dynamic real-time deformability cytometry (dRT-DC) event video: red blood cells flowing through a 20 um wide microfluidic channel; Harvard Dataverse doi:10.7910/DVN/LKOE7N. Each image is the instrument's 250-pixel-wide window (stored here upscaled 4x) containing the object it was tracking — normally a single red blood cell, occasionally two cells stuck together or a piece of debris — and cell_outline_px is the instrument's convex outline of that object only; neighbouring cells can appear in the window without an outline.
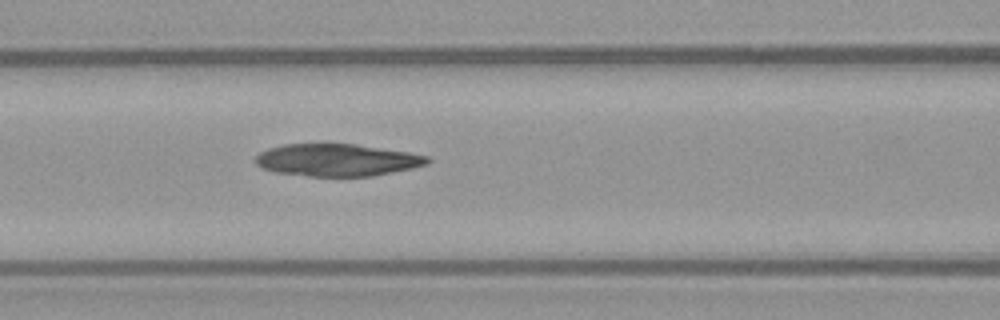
{"species": "common noctule bat (a hibernating species)", "species_latin": "Nyctalus noctula", "temperature_condition": "warm", "stored_images_in_passage": 33, "camera_frame_rate_fps": 3000, "um_per_image_px": 0.085, "animal": {"sex": "female", "body_mass_g": 21.9}, "frame": {"image": 1, "passage_image": 7, "time_ms": 2.0, "image_size_px": [1000, 320], "cell_outline_px": [[432, 160], [428, 164], [412, 168], [372, 176], [308, 176], [276, 172], [264, 168], [256, 164], [256, 156], [260, 152], [268, 148], [284, 144], [356, 144], [408, 152], [428, 156]], "centroid_in_image_um": [28.67, 13.6], "position_along_channel_um": 137.9, "area_um2": 32.19}}
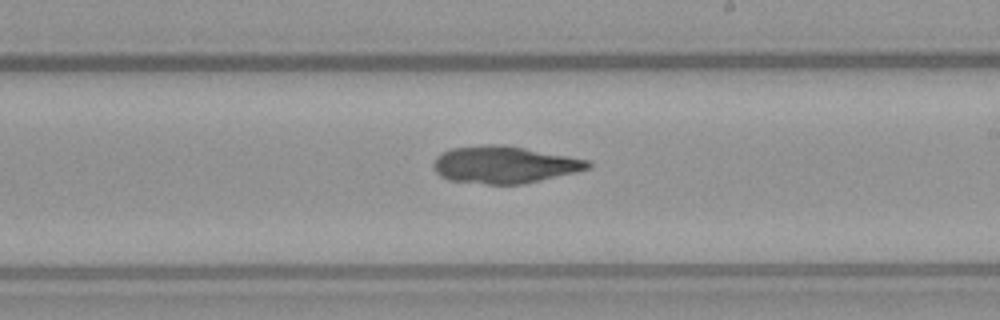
{"frame": {"image": 2, "passage_image": 15, "time_ms": 4.667, "image_size_px": [1000, 320], "cell_outline_px": [[592, 164], [588, 168], [576, 172], [540, 180], [520, 184], [488, 184], [448, 180], [440, 176], [432, 168], [432, 164], [436, 156], [452, 148], [484, 144], [504, 144], [588, 160]], "centroid_in_image_um": [42.81, 13.99], "position_along_channel_um": 246.2, "area_um2": 33.29}}
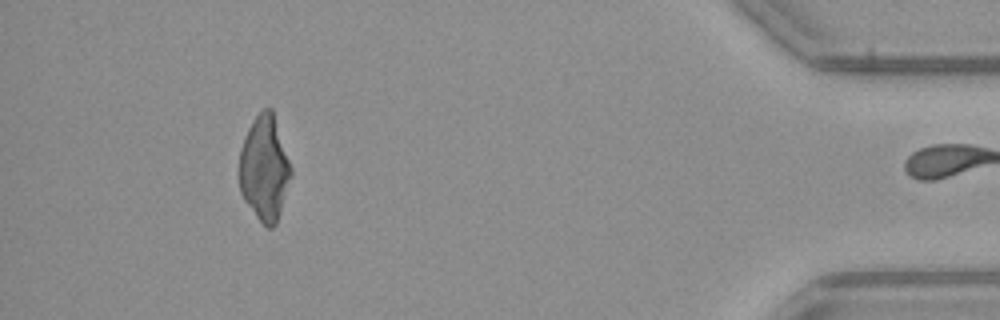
{"frame": {"image": 3, "passage_image": 32, "time_ms": 10.333, "image_size_px": [1000, 320], "cell_outline_px": [[292, 176], [276, 224], [272, 228], [268, 228], [256, 216], [244, 200], [240, 192], [240, 148], [244, 136], [252, 120], [264, 108], [272, 108], [292, 168]], "centroid_in_image_um": [22.49, 14.29], "position_along_channel_um": 412.7, "area_um2": 31.62}}